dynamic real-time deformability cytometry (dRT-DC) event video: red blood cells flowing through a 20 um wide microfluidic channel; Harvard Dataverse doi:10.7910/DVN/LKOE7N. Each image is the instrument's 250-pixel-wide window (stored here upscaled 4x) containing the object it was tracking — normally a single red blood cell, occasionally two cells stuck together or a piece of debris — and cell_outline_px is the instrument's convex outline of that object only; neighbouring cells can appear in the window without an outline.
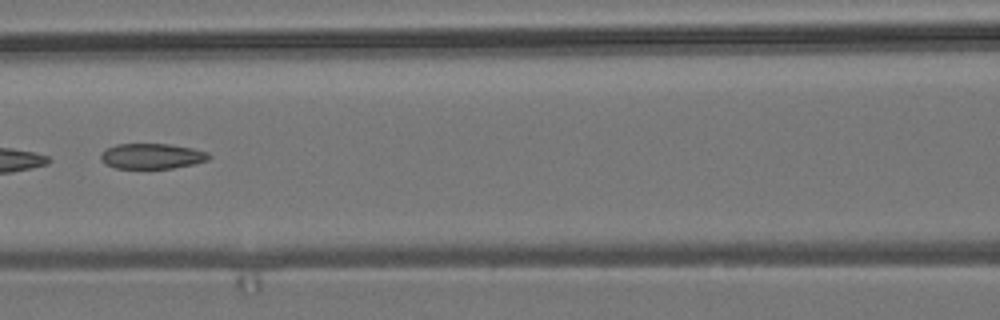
{"species": "common noctule bat (a hibernating species)", "species_latin": "Nyctalus noctula", "temperature_condition": "room temperature", "stored_images_in_passage": 6, "segment_of_instrument_passage": [1, 2], "camera_frame_rate_fps": 3000, "um_per_image_px": 0.085, "animal": {"sex": "male", "body_mass_g": 19.2, "forearm_length_mm": 51.8}, "frame": {"image": 1, "passage_image": 3, "time_ms": 0.667, "image_size_px": [1000, 320], "cell_outline_px": [[212, 156], [208, 160], [192, 164], [172, 168], [116, 168], [104, 164], [100, 160], [100, 152], [116, 144], [168, 144], [192, 148], [208, 152]], "centroid_in_image_um": [12.89, 13.27], "position_along_channel_um": 153.7, "area_um2": 16.01}}
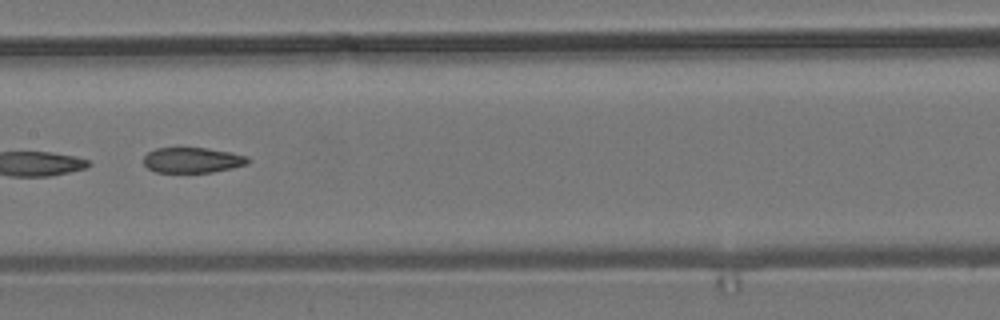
{"frame": {"image": 2, "passage_image": 4, "time_ms": 1.0, "image_size_px": [1000, 320], "cell_outline_px": [[252, 160], [248, 164], [232, 168], [212, 172], [156, 172], [148, 168], [144, 164], [144, 156], [148, 152], [156, 148], [208, 148], [232, 152], [248, 156]], "centroid_in_image_um": [16.41, 13.6], "position_along_channel_um": 191.0, "area_um2": 15.55}}
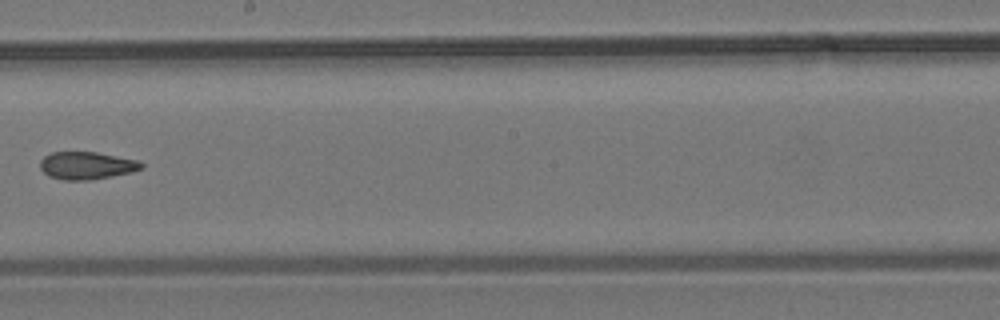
{"frame": {"image": 3, "passage_image": 5, "time_ms": 1.333, "image_size_px": [1000, 320], "cell_outline_px": [[144, 168], [132, 172], [112, 176], [88, 180], [64, 180], [48, 176], [40, 168], [40, 160], [44, 156], [52, 152], [96, 152], [140, 160], [144, 164]], "centroid_in_image_um": [7.39, 14.07], "position_along_channel_um": 240.8, "area_um2": 16.42}}